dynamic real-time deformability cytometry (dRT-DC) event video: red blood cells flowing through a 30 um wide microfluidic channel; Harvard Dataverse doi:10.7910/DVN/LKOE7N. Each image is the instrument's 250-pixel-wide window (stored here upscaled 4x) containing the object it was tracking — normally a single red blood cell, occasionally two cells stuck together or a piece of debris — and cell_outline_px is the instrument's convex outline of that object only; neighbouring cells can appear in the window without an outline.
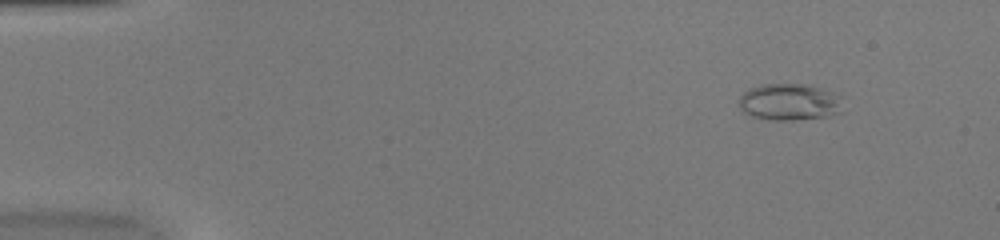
{"species": "common noctule bat (a hibernating species)", "species_latin": "Nyctalus noctula", "temperature_condition": "warm", "stored_images_in_passage": 47, "camera_frame_rate_fps": 3000, "um_per_image_px": 0.085, "animal": {"sex": "female", "body_mass_g": 20.0, "forearm_length_mm": 54.0}, "frame": {"image": 1, "passage_image": 1, "time_ms": 0.0, "image_size_px": [1000, 240], "cell_outline_px": [[844, 112], [828, 116], [792, 120], [772, 120], [752, 116], [744, 112], [740, 108], [740, 96], [748, 88], [760, 84], [804, 84], [820, 88], [832, 92], [840, 96]], "centroid_in_image_um": [67.12, 8.67], "position_along_channel_um": 17.9, "area_um2": 22.37}}
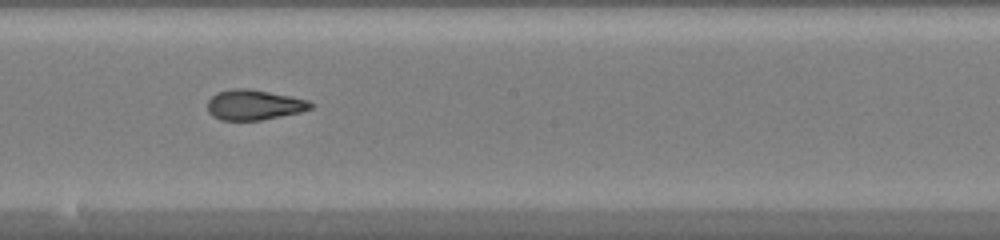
{"frame": {"image": 2, "passage_image": 25, "time_ms": 8.0, "image_size_px": [1000, 240], "cell_outline_px": [[316, 104], [312, 108], [300, 112], [260, 120], [220, 120], [212, 116], [208, 112], [208, 100], [216, 92], [232, 88], [248, 88], [292, 96], [308, 100]], "centroid_in_image_um": [21.6, 8.9], "position_along_channel_um": 226.6, "area_um2": 18.32}}
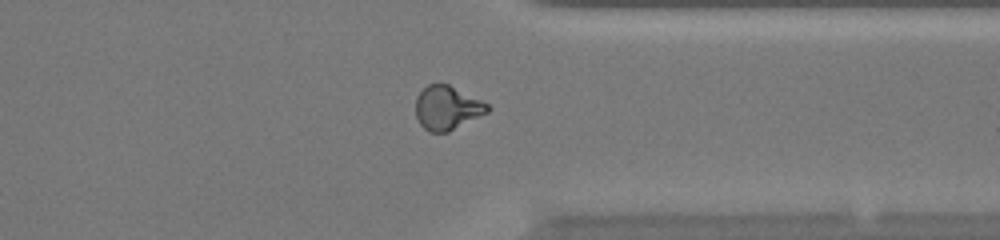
{"frame": {"image": 3, "passage_image": 36, "time_ms": 11.667, "image_size_px": [1000, 240], "cell_outline_px": [[492, 108], [488, 112], [448, 132], [428, 132], [420, 124], [416, 116], [416, 96], [428, 84], [448, 84], [488, 104]], "centroid_in_image_um": [37.99, 9.18], "position_along_channel_um": 373.4, "area_um2": 18.21}, "authors_computed_cell_mechanics": {"area_um2": 18.9584, "velocity_mm_per_s": 4.055, "shape_relaxation_time_tau1_ms": null, "shape_relaxation_time_tau2_ms": 1.104, "deformation_change_tau1": null, "deformation_change_tau2": 0.0635}}